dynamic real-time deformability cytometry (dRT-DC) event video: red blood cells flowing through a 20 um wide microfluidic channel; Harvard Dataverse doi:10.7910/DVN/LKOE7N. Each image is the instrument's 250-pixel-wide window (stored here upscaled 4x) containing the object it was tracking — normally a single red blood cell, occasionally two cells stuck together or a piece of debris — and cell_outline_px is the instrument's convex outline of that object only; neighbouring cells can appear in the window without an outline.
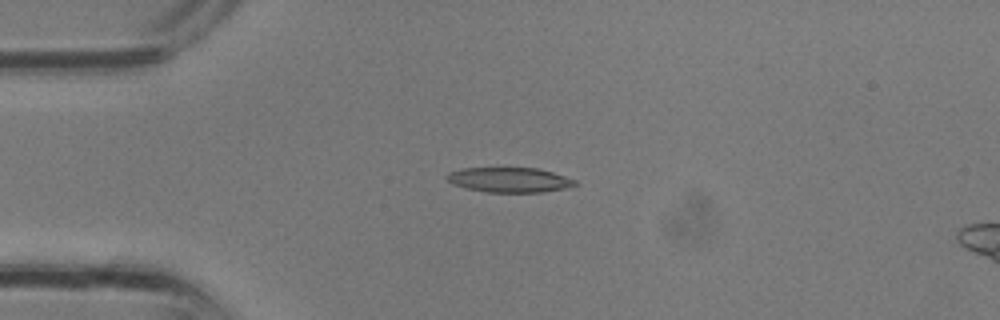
{"species": "common noctule bat (a hibernating species)", "species_latin": "Nyctalus noctula", "temperature_condition": "room temperature", "stored_images_in_passage": 22, "camera_frame_rate_fps": 3000, "um_per_image_px": 0.085, "animal": {"sex": "male", "body_mass_g": 13.3}, "frame": {"image": 1, "passage_image": 1, "time_ms": 0.0, "image_size_px": [1000, 320], "cell_outline_px": [[576, 184], [564, 188], [540, 192], [488, 192], [468, 188], [456, 184], [448, 180], [444, 176], [448, 172], [464, 168], [536, 168], [552, 172], [576, 180]], "centroid_in_image_um": [43.28, 15.28], "position_along_channel_um": 41.7, "area_um2": 18.21}}
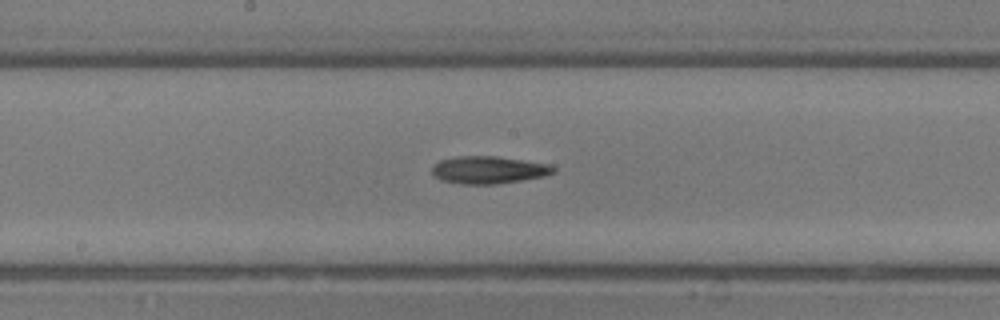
{"frame": {"image": 2, "passage_image": 10, "time_ms": 3.0, "image_size_px": [1000, 320], "cell_outline_px": [[556, 172], [544, 176], [496, 184], [464, 184], [440, 180], [432, 176], [432, 164], [440, 160], [456, 156], [496, 156], [548, 164], [556, 168]], "centroid_in_image_um": [41.48, 14.44], "position_along_channel_um": 206.7, "area_um2": 19.48}}
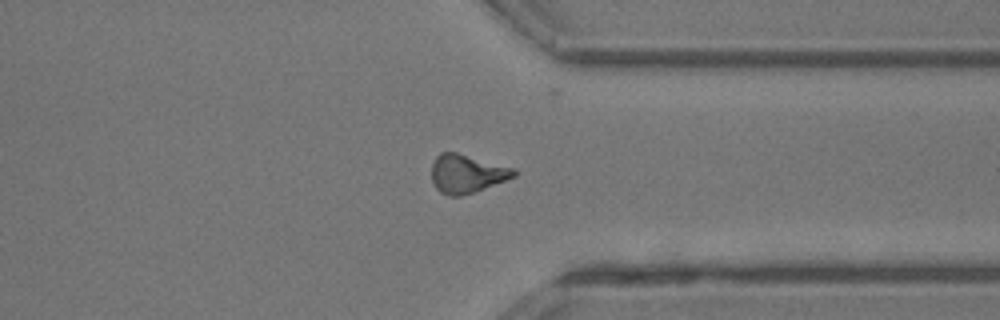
{"frame": {"image": 3, "passage_image": 18, "time_ms": 5.667, "image_size_px": [1000, 320], "cell_outline_px": [[520, 172], [516, 176], [472, 192], [460, 196], [448, 196], [440, 192], [436, 188], [432, 180], [432, 164], [436, 156], [440, 152], [456, 152], [516, 168]], "centroid_in_image_um": [39.69, 14.75], "position_along_channel_um": 371.7, "area_um2": 18.44}}